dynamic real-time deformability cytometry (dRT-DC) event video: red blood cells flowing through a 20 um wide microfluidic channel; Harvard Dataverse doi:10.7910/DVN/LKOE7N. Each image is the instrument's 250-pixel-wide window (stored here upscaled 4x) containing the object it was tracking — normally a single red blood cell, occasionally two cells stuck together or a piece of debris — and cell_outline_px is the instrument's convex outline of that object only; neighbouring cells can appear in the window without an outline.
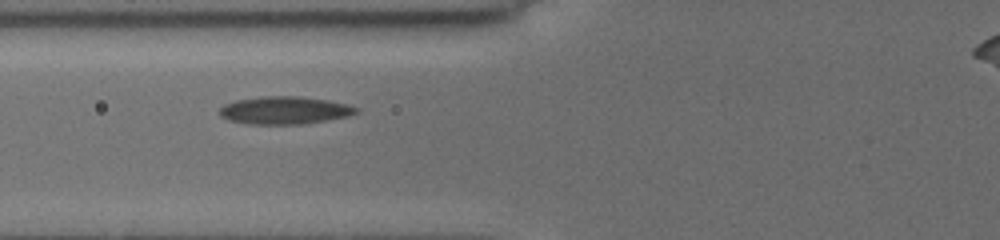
{"species": "common noctule bat (a hibernating species)", "species_latin": "Nyctalus noctula", "temperature_condition": "cold", "stored_images_in_passage": 3, "camera_frame_rate_fps": 3000, "um_per_image_px": 0.085, "animal": {"sex": "female", "body_mass_g": 19.5, "forearm_length_mm": 54.1}, "frame": {"image": 1, "passage_image": 2, "time_ms": 1.0, "image_size_px": [1000, 240], "cell_outline_px": [[360, 108], [356, 112], [348, 116], [304, 124], [248, 124], [228, 120], [220, 116], [220, 108], [224, 104], [236, 100], [260, 96], [300, 96], [328, 100]], "centroid_in_image_um": [24.15, 9.37], "position_along_channel_um": 101.6, "area_um2": 22.02}}